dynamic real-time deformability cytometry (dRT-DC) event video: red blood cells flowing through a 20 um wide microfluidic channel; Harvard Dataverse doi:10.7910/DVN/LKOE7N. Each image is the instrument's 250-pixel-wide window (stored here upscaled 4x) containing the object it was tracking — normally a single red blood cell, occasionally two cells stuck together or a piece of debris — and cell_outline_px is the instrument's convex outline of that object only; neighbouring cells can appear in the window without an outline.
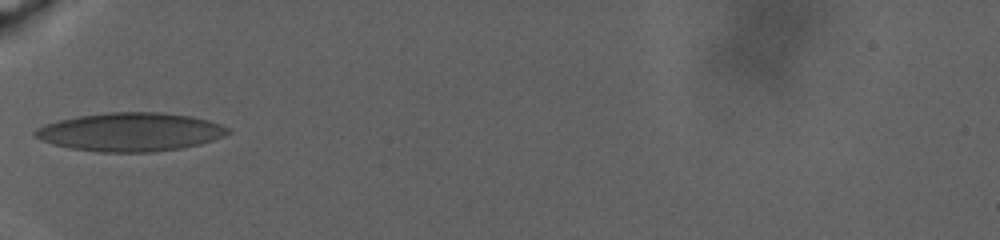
{"species": "human", "species_latin": "Homo sapiens", "temperature_condition": "warm", "stored_images_in_passage": 42, "camera_frame_rate_fps": 3000, "um_per_image_px": 0.085, "donor": {"sex": "male"}, "frame": {"image": 1, "passage_image": 1, "time_ms": 0.0, "image_size_px": [1000, 240], "cell_outline_px": [[232, 132], [224, 136], [200, 144], [180, 148], [152, 152], [100, 152], [72, 148], [52, 144], [40, 140], [32, 132], [36, 128], [44, 124], [76, 116], [108, 112], [160, 112], [192, 116], [208, 120], [232, 128]], "centroid_in_image_um": [11.1, 11.21], "position_along_channel_um": 73.9, "area_um2": 43.47}}
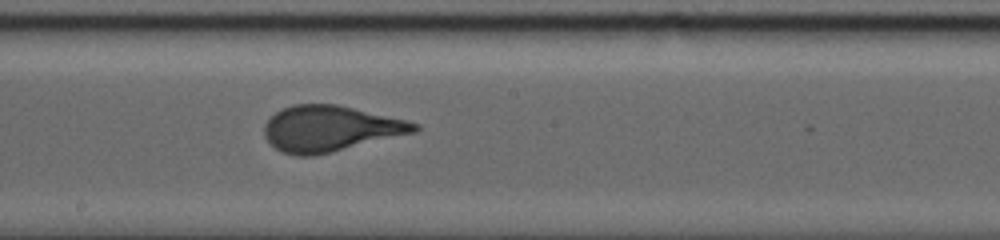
{"frame": {"image": 2, "passage_image": 23, "time_ms": 6.667, "image_size_px": [1000, 240], "cell_outline_px": [[420, 128], [416, 132], [332, 152], [312, 156], [296, 156], [284, 152], [276, 148], [264, 136], [264, 124], [276, 112], [284, 108], [296, 104], [336, 104], [408, 120], [420, 124]], "centroid_in_image_um": [28.09, 10.93], "position_along_channel_um": 220.1, "area_um2": 39.88}}
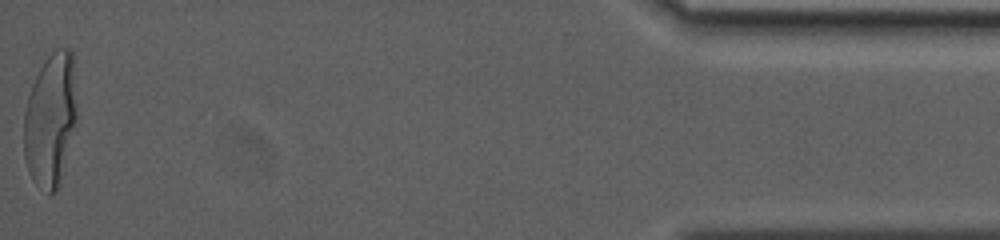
{"frame": {"image": 3, "passage_image": 42, "time_ms": 19.333, "image_size_px": [1000, 240], "cell_outline_px": [[76, 120], [60, 184], [52, 196], [48, 196], [32, 180], [28, 172], [24, 156], [24, 112], [28, 96], [32, 84], [44, 60], [52, 52], [60, 48], [68, 48], [72, 52], [76, 116]], "centroid_in_image_um": [4.26, 10.25], "position_along_channel_um": 430.9, "area_um2": 41.15}}